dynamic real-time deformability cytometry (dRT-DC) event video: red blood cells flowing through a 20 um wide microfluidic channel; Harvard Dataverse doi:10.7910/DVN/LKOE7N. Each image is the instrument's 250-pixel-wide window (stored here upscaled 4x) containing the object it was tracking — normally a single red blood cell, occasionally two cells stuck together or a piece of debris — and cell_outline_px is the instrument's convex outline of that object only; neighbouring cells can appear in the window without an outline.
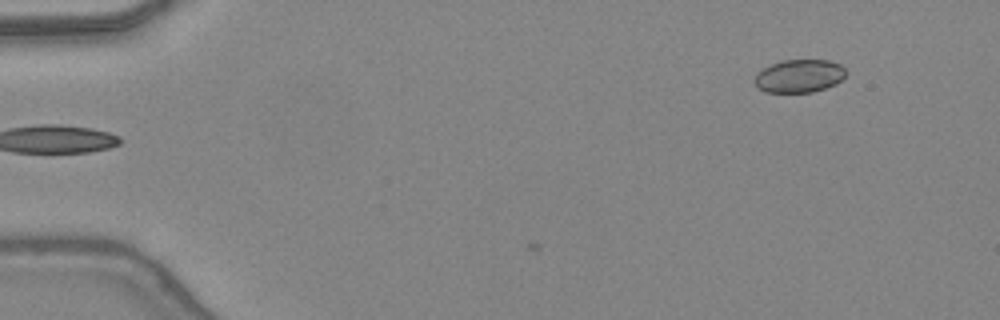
{"species": "common noctule bat (a hibernating species)", "species_latin": "Nyctalus noctula", "temperature_condition": "warm", "stored_images_in_passage": 5, "camera_frame_rate_fps": 3000, "um_per_image_px": 0.085, "animal": {"sex": "female", "body_mass_g": 24.6, "forearm_length_mm": 56.2}, "frame": {"image": 1, "passage_image": 1, "time_ms": 0.0, "image_size_px": [1000, 320], "cell_outline_px": [[848, 72], [836, 84], [812, 92], [764, 92], [756, 88], [752, 80], [756, 72], [780, 60], [828, 60], [840, 64]], "centroid_in_image_um": [67.89, 6.46], "position_along_channel_um": 17.1, "area_um2": 17.8}}